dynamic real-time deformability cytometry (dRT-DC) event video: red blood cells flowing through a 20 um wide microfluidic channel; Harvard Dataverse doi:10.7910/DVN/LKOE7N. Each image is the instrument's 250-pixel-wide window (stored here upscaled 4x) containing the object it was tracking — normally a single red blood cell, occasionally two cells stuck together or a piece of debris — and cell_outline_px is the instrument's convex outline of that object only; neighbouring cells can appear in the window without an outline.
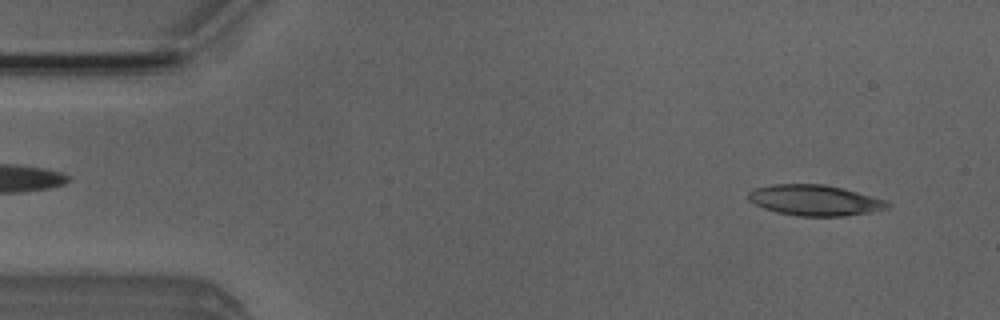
{"species": "Egyptian fruit bat (a non-hibernating species)", "species_latin": "Rousettus aegyptiacus", "temperature_condition": "room temperature", "stored_images_in_passage": 3, "camera_frame_rate_fps": 3000, "um_per_image_px": 0.085, "animal": {"sex": "male"}, "frame": {"image": 1, "passage_image": 1, "time_ms": 0.0, "image_size_px": [1000, 320], "cell_outline_px": [[892, 204], [888, 208], [872, 212], [844, 216], [800, 216], [776, 212], [764, 208], [748, 200], [748, 192], [756, 188], [772, 184], [824, 184], [844, 188], [888, 200]], "centroid_in_image_um": [69.31, 17.02], "position_along_channel_um": 15.7, "area_um2": 25.09}}